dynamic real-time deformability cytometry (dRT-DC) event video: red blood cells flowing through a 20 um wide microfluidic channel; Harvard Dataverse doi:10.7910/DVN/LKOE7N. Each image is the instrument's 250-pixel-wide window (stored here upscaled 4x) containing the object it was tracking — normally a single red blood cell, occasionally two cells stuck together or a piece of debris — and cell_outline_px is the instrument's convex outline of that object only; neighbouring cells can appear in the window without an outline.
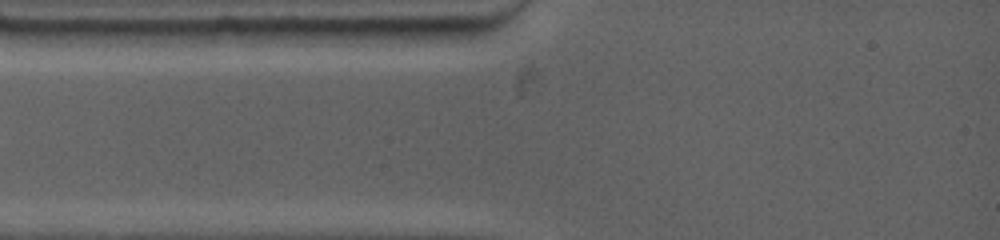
{"species": "common noctule bat (a hibernating species)", "species_latin": "Nyctalus noctula", "temperature_condition": "warm", "stored_images_in_passage": 4, "camera_frame_rate_fps": 4500, "um_per_image_px": 0.085, "animal": {"sex": "female", "body_mass_g": 19.0, "forearm_length_mm": 53.3}, "frame": {"image": 1, "passage_image": 2, "time_ms": 0.444, "image_size_px": [1000, 240], "cell_outline_px": [[472, 36], [464, 44], [392, 48], [388, 48], [316, 44], [312, 40], [304, 28], [472, 28]], "centroid_in_image_um": [33.13, 3.13], "position_along_channel_um": 51.9, "area_um2": 20.75}}